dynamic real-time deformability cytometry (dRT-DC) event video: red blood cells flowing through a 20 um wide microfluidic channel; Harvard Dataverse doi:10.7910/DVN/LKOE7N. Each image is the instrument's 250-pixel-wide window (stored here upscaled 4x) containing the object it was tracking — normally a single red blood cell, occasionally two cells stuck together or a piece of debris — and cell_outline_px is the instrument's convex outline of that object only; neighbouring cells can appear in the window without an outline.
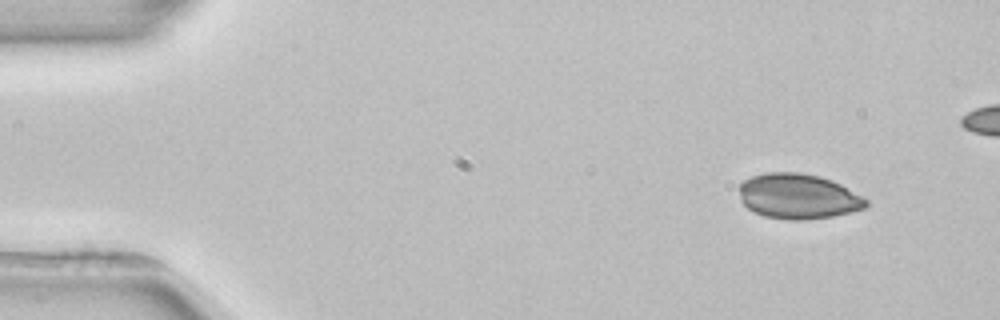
{"species": "common noctule bat (a hibernating species)", "species_latin": "Nyctalus noctula", "temperature_condition": "room temperature", "stored_images_in_passage": 4, "camera_frame_rate_fps": 3000, "um_per_image_px": 0.085, "animal": {"sex": "female", "body_mass_g": 22.7, "forearm_length_mm": 54.2}, "frame": {"image": 1, "passage_image": 1, "time_ms": 0.0, "image_size_px": [1000, 320], "cell_outline_px": [[868, 204], [864, 208], [832, 216], [804, 220], [792, 220], [764, 216], [748, 208], [740, 200], [740, 184], [744, 180], [752, 176], [768, 172], [800, 172], [820, 176], [832, 180], [840, 184], [868, 200]], "centroid_in_image_um": [67.83, 16.68], "position_along_channel_um": 17.2, "area_um2": 33.18}}